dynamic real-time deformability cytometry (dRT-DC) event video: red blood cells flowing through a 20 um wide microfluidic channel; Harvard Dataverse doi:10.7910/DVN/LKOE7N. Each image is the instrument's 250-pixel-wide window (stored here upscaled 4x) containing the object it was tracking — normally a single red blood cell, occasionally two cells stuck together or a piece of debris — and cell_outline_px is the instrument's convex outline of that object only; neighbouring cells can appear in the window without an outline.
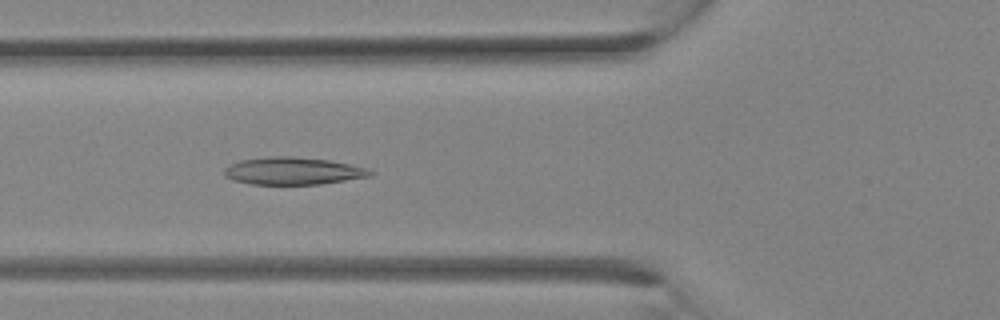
{"species": "Egyptian fruit bat (a non-hibernating species)", "species_latin": "Rousettus aegyptiacus", "temperature_condition": "room temperature", "stored_images_in_passage": 31, "camera_frame_rate_fps": 3000, "um_per_image_px": 0.085, "animal": {"sex": "female"}, "frame": {"image": 1, "passage_image": 11, "time_ms": 3.333, "image_size_px": [1000, 320], "cell_outline_px": [[376, 172], [372, 176], [320, 184], [252, 184], [232, 180], [224, 176], [224, 168], [240, 160], [268, 156], [292, 156], [328, 160], [348, 164], [364, 168]], "centroid_in_image_um": [24.88, 14.53], "position_along_channel_um": 100.9, "area_um2": 23.24}}
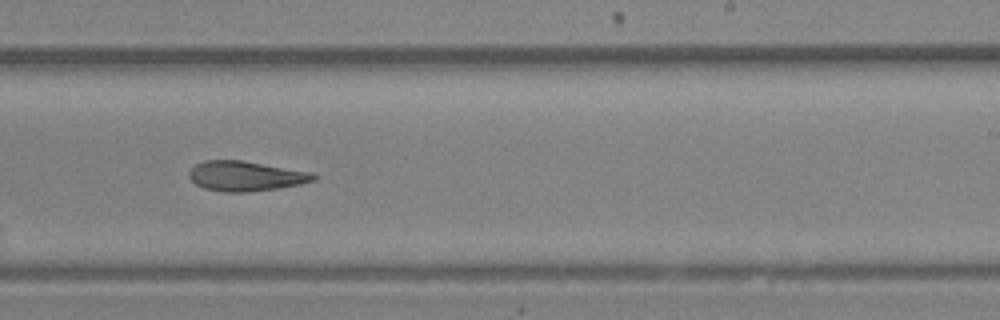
{"frame": {"image": 2, "passage_image": 19, "time_ms": 6.0, "image_size_px": [1000, 320], "cell_outline_px": [[316, 180], [300, 184], [280, 188], [244, 192], [224, 192], [204, 188], [196, 184], [188, 176], [188, 172], [196, 164], [204, 160], [244, 160], [312, 172], [316, 176]], "centroid_in_image_um": [20.89, 14.96], "position_along_channel_um": 268.1, "area_um2": 21.79}}
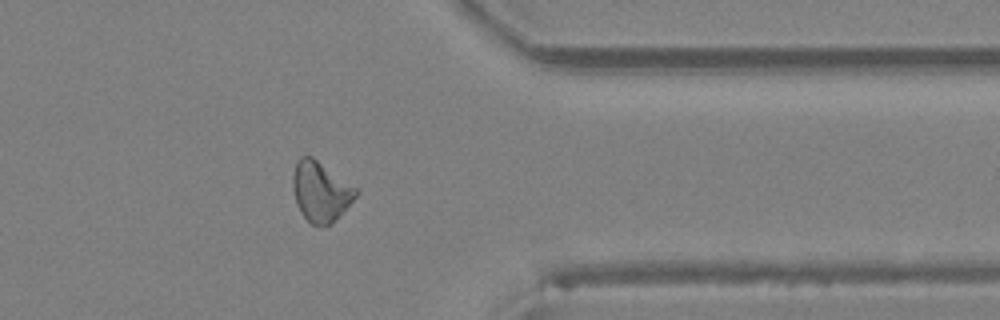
{"frame": {"image": 3, "passage_image": 25, "time_ms": 8.0, "image_size_px": [1000, 320], "cell_outline_px": [[360, 192], [332, 224], [320, 228], [312, 224], [300, 212], [296, 204], [292, 188], [292, 176], [296, 160], [300, 156], [312, 156], [356, 188]], "centroid_in_image_um": [27.22, 16.3], "position_along_channel_um": 384.2, "area_um2": 22.2}}